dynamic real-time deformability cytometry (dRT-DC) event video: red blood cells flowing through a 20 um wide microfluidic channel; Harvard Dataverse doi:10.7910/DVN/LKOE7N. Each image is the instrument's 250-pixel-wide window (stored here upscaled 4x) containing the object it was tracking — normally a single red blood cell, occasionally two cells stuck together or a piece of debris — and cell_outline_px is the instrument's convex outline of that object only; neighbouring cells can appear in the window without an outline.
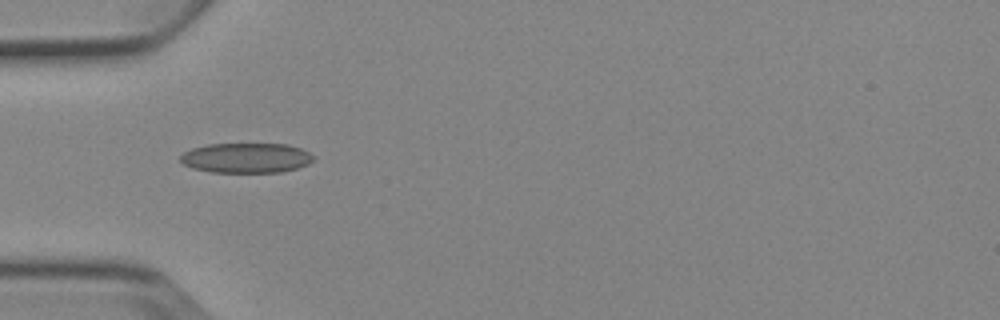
{"species": "Egyptian fruit bat (a non-hibernating species)", "species_latin": "Rousettus aegyptiacus", "temperature_condition": "cold", "stored_images_in_passage": 6, "camera_frame_rate_fps": 3000, "um_per_image_px": 0.085, "animal": {"sex": "female"}, "frame": {"image": 1, "passage_image": 4, "time_ms": 3.333, "image_size_px": [1000, 320], "cell_outline_px": [[316, 156], [308, 164], [296, 168], [280, 172], [212, 172], [192, 168], [184, 164], [180, 160], [180, 156], [184, 152], [192, 148], [208, 144], [288, 144], [300, 148]], "centroid_in_image_um": [20.93, 13.42], "position_along_channel_um": 64.1, "area_um2": 23.18}}
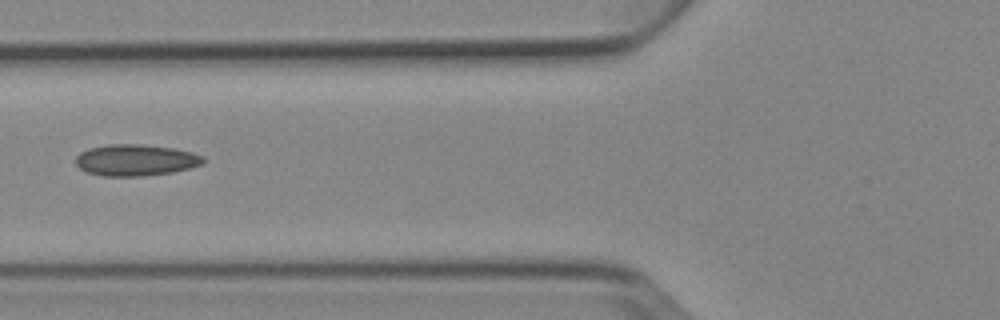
{"frame": {"image": 2, "passage_image": 5, "time_ms": 4.667, "image_size_px": [1000, 320], "cell_outline_px": [[204, 164], [172, 172], [144, 176], [104, 176], [88, 172], [80, 168], [76, 164], [76, 156], [80, 152], [88, 148], [108, 144], [140, 144], [172, 148], [192, 152], [204, 156]], "centroid_in_image_um": [11.53, 13.6], "position_along_channel_um": 114.3, "area_um2": 23.35}}
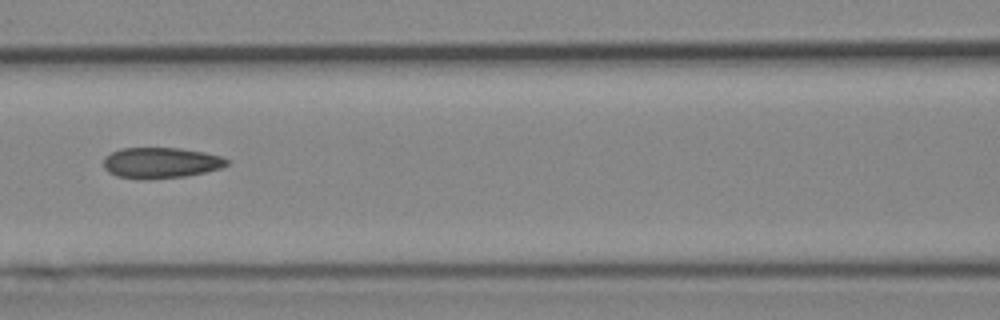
{"frame": {"image": 3, "passage_image": 6, "time_ms": 5.667, "image_size_px": [1000, 320], "cell_outline_px": [[228, 164], [220, 168], [188, 176], [148, 180], [140, 180], [116, 176], [108, 172], [104, 168], [104, 156], [120, 148], [180, 148], [204, 152], [220, 156], [228, 160]], "centroid_in_image_um": [13.63, 13.85], "position_along_channel_um": 153.0, "area_um2": 22.37}}